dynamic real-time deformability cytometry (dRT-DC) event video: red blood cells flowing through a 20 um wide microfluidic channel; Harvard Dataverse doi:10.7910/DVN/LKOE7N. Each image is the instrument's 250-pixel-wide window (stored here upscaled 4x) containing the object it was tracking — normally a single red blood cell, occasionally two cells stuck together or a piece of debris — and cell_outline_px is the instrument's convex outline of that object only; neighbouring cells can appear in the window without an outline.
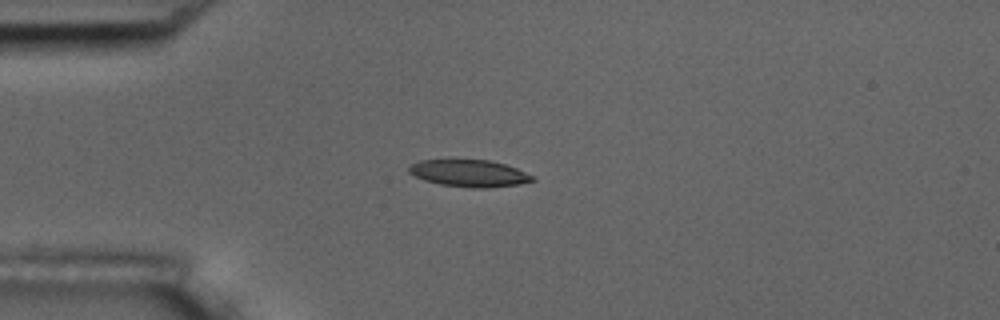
{"species": "common noctule bat (a hibernating species)", "species_latin": "Nyctalus noctula", "temperature_condition": "room temperature", "stored_images_in_passage": 8, "camera_frame_rate_fps": 3000, "um_per_image_px": 0.085, "animal": {"sex": "male", "body_mass_g": 17.5, "forearm_length_mm": 52.3}, "frame": {"image": 1, "passage_image": 4, "time_ms": 3.333, "image_size_px": [1000, 320], "cell_outline_px": [[536, 180], [520, 184], [488, 188], [472, 188], [440, 184], [424, 180], [408, 172], [408, 168], [412, 164], [420, 160], [448, 156], [452, 156], [488, 160], [504, 164], [516, 168], [536, 176]], "centroid_in_image_um": [39.85, 14.67], "position_along_channel_um": 45.1, "area_um2": 20.46}}
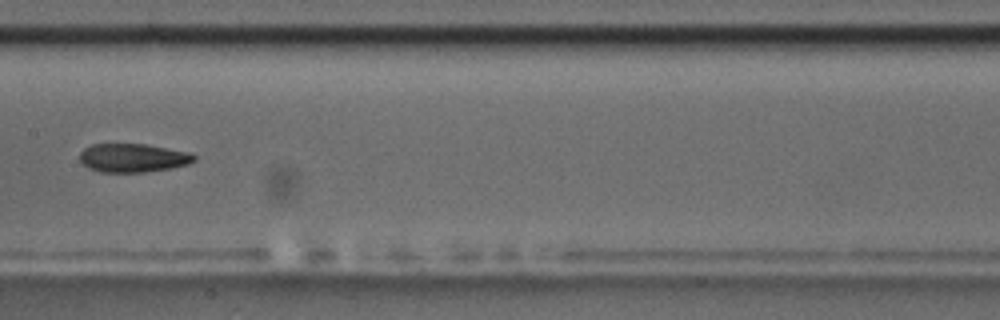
{"frame": {"image": 2, "passage_image": 8, "time_ms": 8.0, "image_size_px": [1000, 320], "cell_outline_px": [[196, 160], [188, 164], [172, 168], [144, 172], [100, 172], [88, 168], [80, 160], [80, 152], [84, 148], [92, 144], [144, 144], [188, 152], [196, 156]], "centroid_in_image_um": [11.29, 13.42], "position_along_channel_um": 196.1, "area_um2": 19.02}}